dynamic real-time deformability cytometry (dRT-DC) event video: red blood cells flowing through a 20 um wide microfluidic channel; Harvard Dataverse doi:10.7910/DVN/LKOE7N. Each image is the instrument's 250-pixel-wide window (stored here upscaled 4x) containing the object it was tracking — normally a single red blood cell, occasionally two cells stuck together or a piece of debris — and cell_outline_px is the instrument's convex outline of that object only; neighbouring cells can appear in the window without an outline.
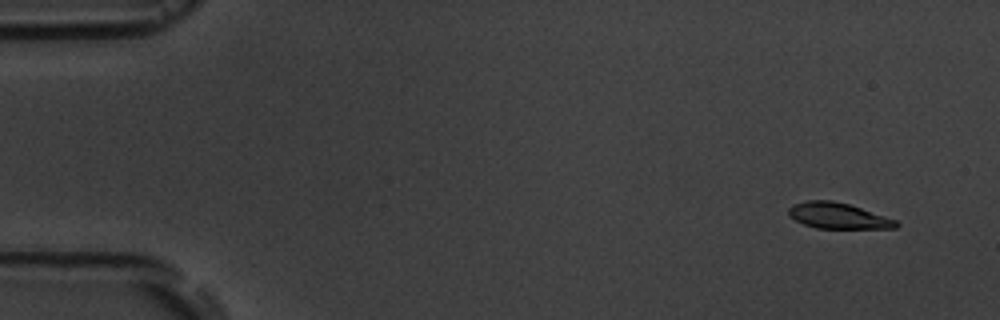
{"species": "common noctule bat (a hibernating species)", "species_latin": "Nyctalus noctula", "temperature_condition": "room temperature", "stored_images_in_passage": 16, "camera_frame_rate_fps": 3000, "um_per_image_px": 0.085, "animal": {"sex": "male", "body_mass_g": 19.5, "forearm_length_mm": 54.6}, "frame": {"image": 1, "passage_image": 2, "time_ms": 1.0, "image_size_px": [1000, 320], "cell_outline_px": [[900, 224], [896, 228], [816, 228], [804, 224], [788, 216], [788, 208], [792, 204], [808, 200], [832, 200], [848, 204], [896, 220]], "centroid_in_image_um": [71.19, 18.33], "position_along_channel_um": 13.8, "area_um2": 16.07}}
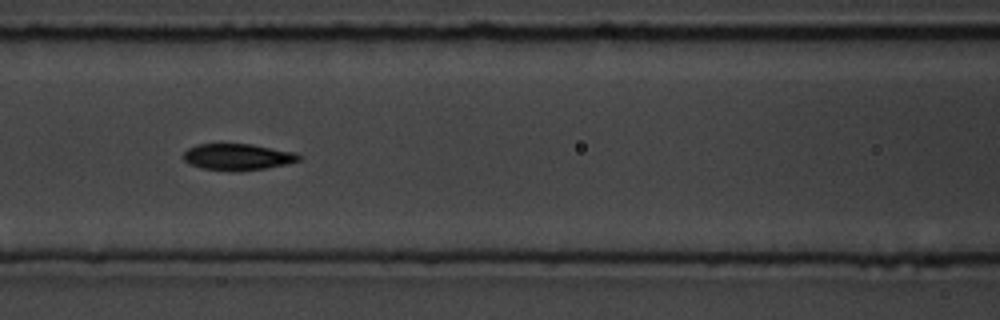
{"frame": {"image": 2, "passage_image": 8, "time_ms": 8.0, "image_size_px": [1000, 320], "cell_outline_px": [[300, 160], [288, 164], [264, 168], [204, 168], [188, 164], [184, 160], [184, 152], [188, 148], [196, 144], [252, 144], [296, 152], [300, 156]], "centroid_in_image_um": [20.22, 13.28], "position_along_channel_um": 146.4, "area_um2": 16.99}}
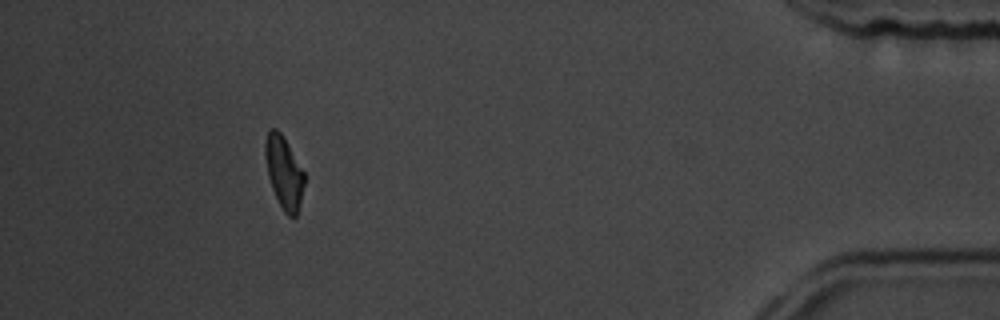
{"frame": {"image": 3, "passage_image": 15, "time_ms": 17.0, "image_size_px": [1000, 320], "cell_outline_px": [[304, 184], [296, 216], [288, 216], [284, 212], [272, 188], [268, 176], [264, 156], [264, 144], [268, 128], [276, 128], [280, 132], [288, 144], [304, 172]], "centroid_in_image_um": [24.1, 14.6], "position_along_channel_um": 411.1, "area_um2": 16.3}, "authors_computed_cell_mechanics": {"area_um2": 17.6868, "velocity_mm_per_s": 3.5972, "shape_relaxation_time_tau1_ms": 5.2182, "shape_relaxation_time_tau2_ms": null, "deformation_change_tau1": 0.1549, "deformation_change_tau2": null}}